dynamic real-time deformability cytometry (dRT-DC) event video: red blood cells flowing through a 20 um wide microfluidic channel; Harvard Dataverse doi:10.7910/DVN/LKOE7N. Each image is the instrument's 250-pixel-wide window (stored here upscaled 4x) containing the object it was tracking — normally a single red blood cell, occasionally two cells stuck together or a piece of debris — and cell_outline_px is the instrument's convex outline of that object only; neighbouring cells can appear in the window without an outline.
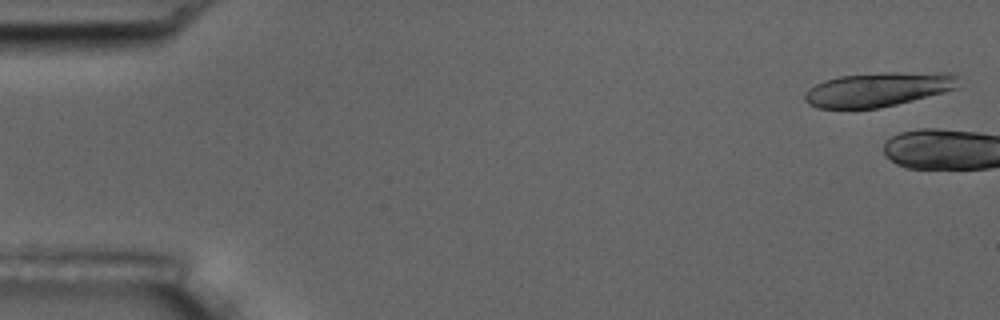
{"species": "common noctule bat (a hibernating species)", "species_latin": "Nyctalus noctula", "temperature_condition": "room temperature", "stored_images_in_passage": 4, "camera_frame_rate_fps": 3000, "um_per_image_px": 0.085, "animal": {"sex": "male", "body_mass_g": 17.5, "forearm_length_mm": 52.3}, "frame": {"image": 1, "passage_image": 1, "time_ms": 0.0, "image_size_px": [1000, 320], "cell_outline_px": [[960, 88], [880, 108], [816, 108], [808, 104], [804, 100], [804, 96], [808, 88], [824, 80], [840, 76], [884, 72], [956, 72]], "centroid_in_image_um": [74.69, 7.58], "position_along_channel_um": 10.3, "area_um2": 30.98}}